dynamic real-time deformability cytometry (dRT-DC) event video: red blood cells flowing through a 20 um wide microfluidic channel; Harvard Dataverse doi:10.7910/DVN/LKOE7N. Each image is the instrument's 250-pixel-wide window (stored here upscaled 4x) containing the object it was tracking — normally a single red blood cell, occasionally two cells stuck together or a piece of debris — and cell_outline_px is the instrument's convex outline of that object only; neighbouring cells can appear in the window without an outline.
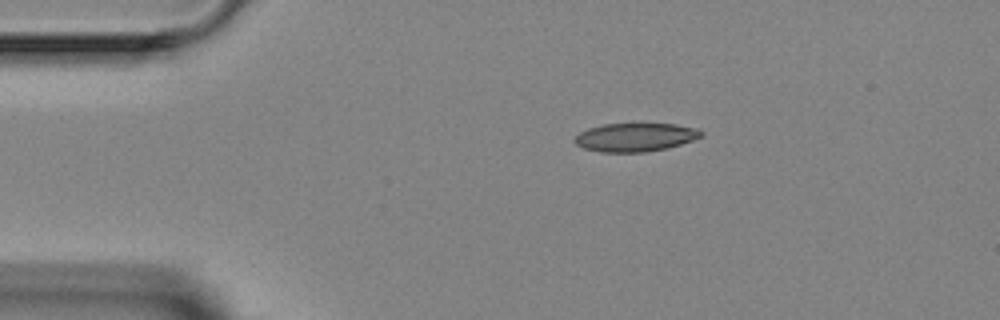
{"species": "Egyptian fruit bat (a non-hibernating species)", "species_latin": "Rousettus aegyptiacus", "temperature_condition": "room temperature", "stored_images_in_passage": 3, "camera_frame_rate_fps": 3000, "um_per_image_px": 0.085, "animal": {"sex": "female"}, "frame": {"image": 1, "passage_image": 1, "time_ms": 0.0, "image_size_px": [1000, 320], "cell_outline_px": [[704, 136], [680, 144], [664, 148], [644, 152], [600, 152], [584, 148], [576, 144], [572, 140], [580, 132], [588, 128], [604, 124], [676, 124], [696, 128], [704, 132]], "centroid_in_image_um": [53.99, 11.66], "position_along_channel_um": 31.0, "area_um2": 20.87}}
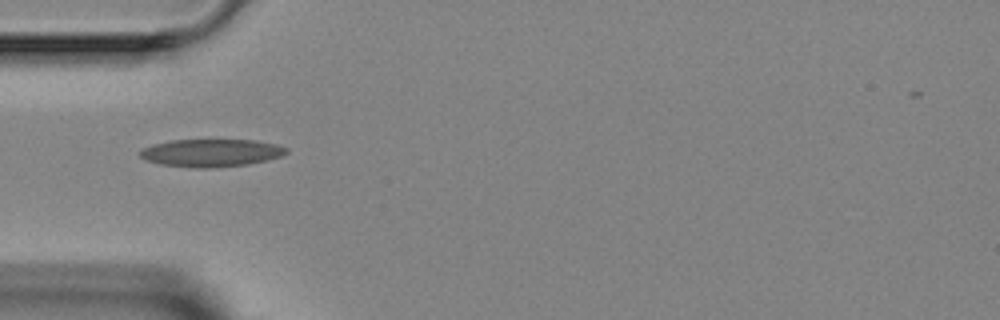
{"frame": {"image": 2, "passage_image": 2, "time_ms": 2.0, "image_size_px": [1000, 320], "cell_outline_px": [[288, 152], [280, 156], [268, 160], [248, 164], [208, 168], [192, 168], [160, 164], [144, 160], [136, 152], [152, 144], [168, 140], [256, 140], [276, 144], [288, 148]], "centroid_in_image_um": [17.91, 12.99], "position_along_channel_um": 67.1, "area_um2": 23.81}}
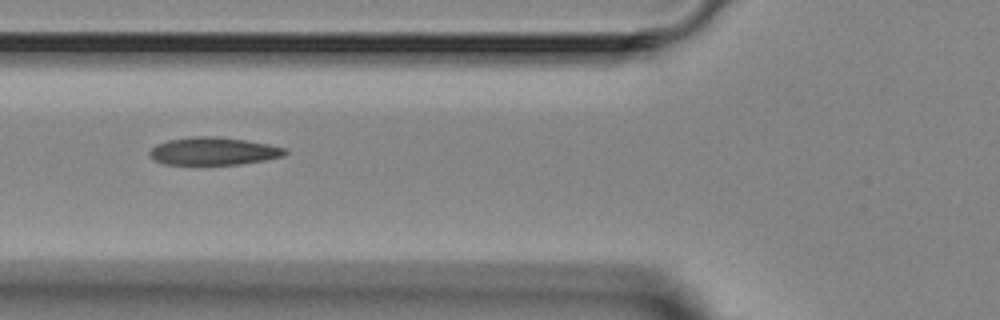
{"frame": {"image": 3, "passage_image": 3, "time_ms": 3.0, "image_size_px": [1000, 320], "cell_outline_px": [[288, 152], [284, 156], [264, 160], [240, 164], [164, 164], [156, 160], [148, 152], [156, 144], [168, 140], [188, 136], [220, 136], [268, 144], [288, 148]], "centroid_in_image_um": [18.18, 12.83], "position_along_channel_um": 107.6, "area_um2": 21.91}}